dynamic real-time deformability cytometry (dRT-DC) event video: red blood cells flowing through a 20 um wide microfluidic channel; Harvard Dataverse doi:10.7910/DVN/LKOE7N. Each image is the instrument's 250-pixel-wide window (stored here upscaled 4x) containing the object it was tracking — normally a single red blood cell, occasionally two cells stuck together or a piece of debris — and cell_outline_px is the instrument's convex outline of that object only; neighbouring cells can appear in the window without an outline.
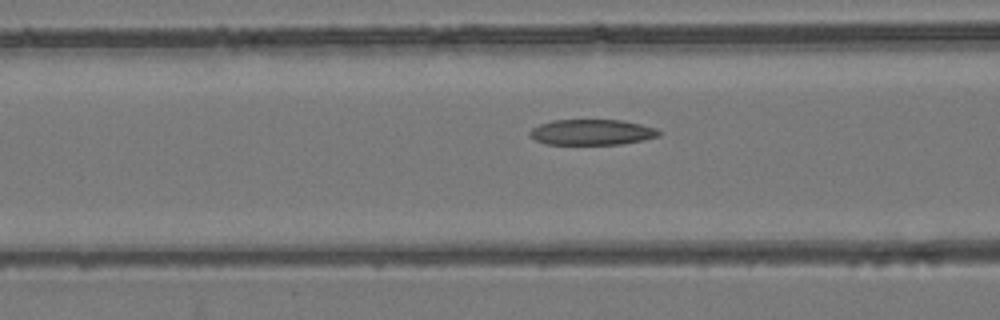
{"species": "common noctule bat (a hibernating species)", "species_latin": "Nyctalus noctula", "temperature_condition": "room temperature", "stored_images_in_passage": 29, "camera_frame_rate_fps": 3000, "um_per_image_px": 0.085, "animal": {"sex": "female", "body_mass_g": 24.6, "forearm_length_mm": 56.2}, "frame": {"image": 1, "passage_image": 18, "time_ms": 5.667, "image_size_px": [1000, 320], "cell_outline_px": [[660, 136], [644, 140], [620, 144], [544, 144], [528, 136], [528, 132], [532, 128], [540, 124], [552, 120], [620, 120], [640, 124], [656, 128], [660, 132]], "centroid_in_image_um": [50.28, 11.24], "position_along_channel_um": 116.3, "area_um2": 19.31}}
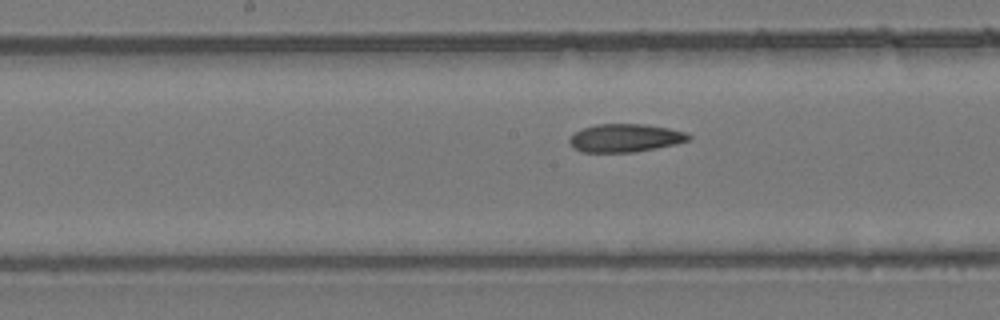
{"frame": {"image": 2, "passage_image": 24, "time_ms": 7.667, "image_size_px": [1000, 320], "cell_outline_px": [[692, 140], [676, 144], [636, 152], [580, 152], [572, 148], [568, 140], [576, 132], [584, 128], [596, 124], [644, 124], [668, 128], [684, 132], [692, 136]], "centroid_in_image_um": [53.15, 11.74], "position_along_channel_um": 195.0, "area_um2": 19.59}}
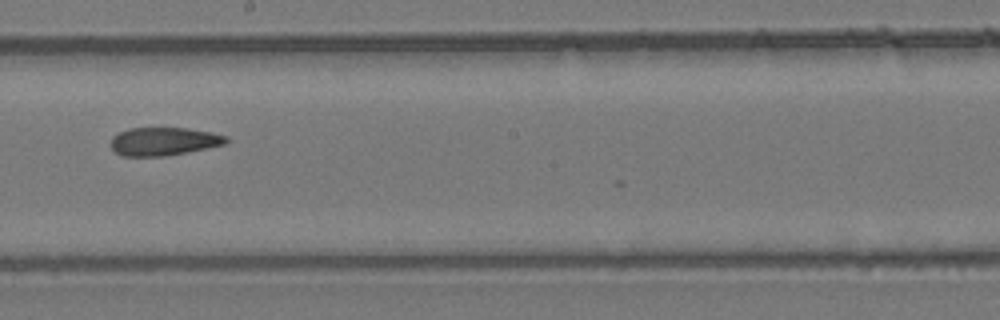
{"frame": {"image": 3, "passage_image": 27, "time_ms": 8.667, "image_size_px": [1000, 320], "cell_outline_px": [[228, 140], [224, 144], [164, 156], [120, 156], [108, 144], [112, 136], [128, 128], [188, 128], [212, 132], [228, 136]], "centroid_in_image_um": [13.86, 12.01], "position_along_channel_um": 234.3, "area_um2": 18.9}}